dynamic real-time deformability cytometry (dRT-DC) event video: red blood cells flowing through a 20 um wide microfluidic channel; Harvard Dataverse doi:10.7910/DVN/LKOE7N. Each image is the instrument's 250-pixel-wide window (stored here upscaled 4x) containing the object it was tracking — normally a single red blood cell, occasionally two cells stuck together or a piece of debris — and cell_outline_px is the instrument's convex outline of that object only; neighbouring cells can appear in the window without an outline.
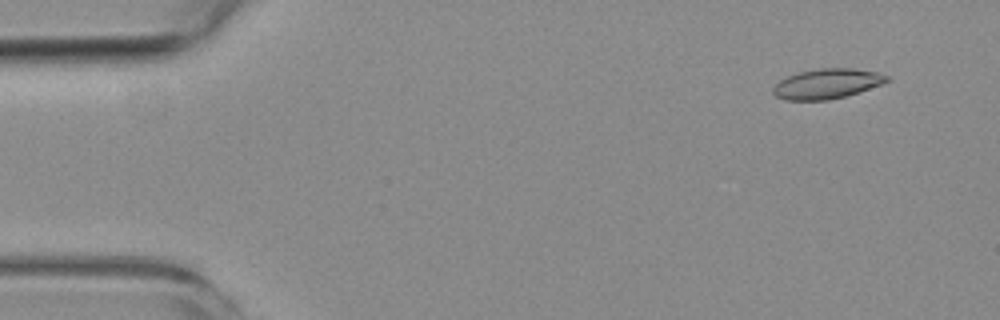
{"species": "common noctule bat (a hibernating species)", "species_latin": "Nyctalus noctula", "temperature_condition": "room temperature", "stored_images_in_passage": 5, "camera_frame_rate_fps": 3000, "um_per_image_px": 0.085, "animal": {"sex": "female", "body_mass_g": 19.3, "forearm_length_mm": 54.1}, "frame": {"image": 1, "passage_image": 1, "time_ms": 0.0, "image_size_px": [1000, 320], "cell_outline_px": [[892, 80], [844, 96], [828, 100], [784, 100], [776, 96], [772, 92], [772, 88], [780, 80], [788, 76], [800, 72], [820, 68], [852, 68], [876, 72], [888, 76]], "centroid_in_image_um": [70.26, 7.11], "position_along_channel_um": 14.7, "area_um2": 19.59}}
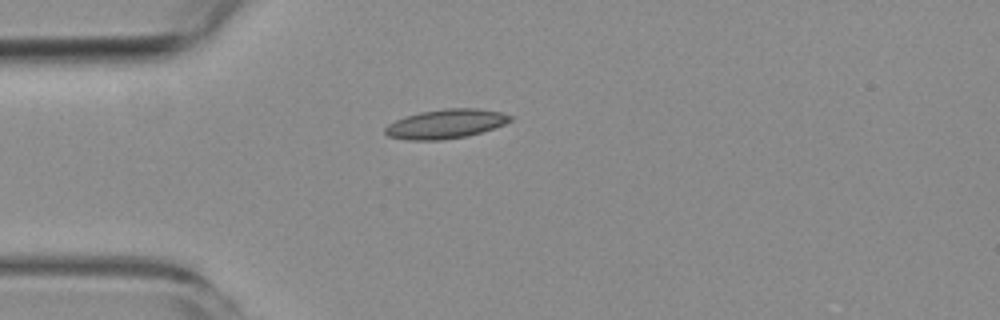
{"frame": {"image": 2, "passage_image": 4, "time_ms": 3.333, "image_size_px": [1000, 320], "cell_outline_px": [[512, 120], [504, 124], [468, 136], [440, 140], [408, 140], [388, 136], [384, 132], [384, 128], [388, 124], [404, 116], [420, 112], [444, 108], [476, 108], [500, 112], [512, 116]], "centroid_in_image_um": [37.85, 10.53], "position_along_channel_um": 47.1, "area_um2": 21.27}}